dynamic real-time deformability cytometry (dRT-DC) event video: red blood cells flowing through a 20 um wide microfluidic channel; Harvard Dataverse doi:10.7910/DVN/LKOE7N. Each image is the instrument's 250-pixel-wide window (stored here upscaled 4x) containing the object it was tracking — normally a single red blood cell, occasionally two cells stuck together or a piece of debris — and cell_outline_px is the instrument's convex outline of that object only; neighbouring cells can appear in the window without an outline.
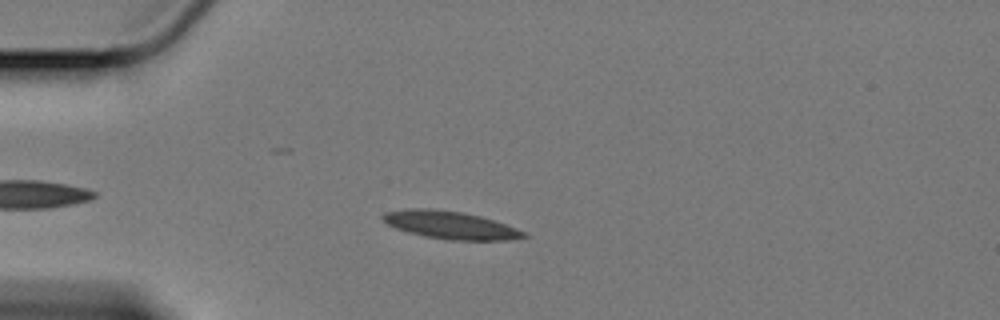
{"species": "Egyptian fruit bat (a non-hibernating species)", "species_latin": "Rousettus aegyptiacus", "temperature_condition": "cold", "stored_images_in_passage": 36, "camera_frame_rate_fps": 3000, "um_per_image_px": 0.085, "animal": {"sex": "female"}, "frame": {"image": 1, "passage_image": 3, "time_ms": 0.667, "image_size_px": [1000, 320], "cell_outline_px": [[528, 236], [508, 240], [444, 240], [424, 236], [408, 232], [396, 228], [388, 224], [380, 216], [384, 212], [408, 208], [432, 208], [460, 212], [480, 216], [516, 228], [524, 232]], "centroid_in_image_um": [38.23, 19.13], "position_along_channel_um": 46.8, "area_um2": 22.66}}
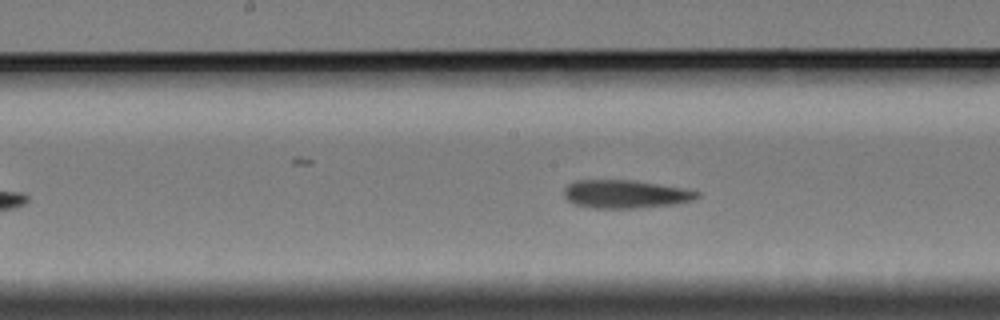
{"frame": {"image": 2, "passage_image": 18, "time_ms": 5.667, "image_size_px": [1000, 320], "cell_outline_px": [[700, 196], [696, 200], [676, 204], [636, 208], [592, 208], [576, 204], [568, 200], [564, 196], [564, 188], [568, 184], [576, 180], [632, 180], [684, 188], [700, 192]], "centroid_in_image_um": [53.19, 16.5], "position_along_channel_um": 195.0, "area_um2": 21.96}}
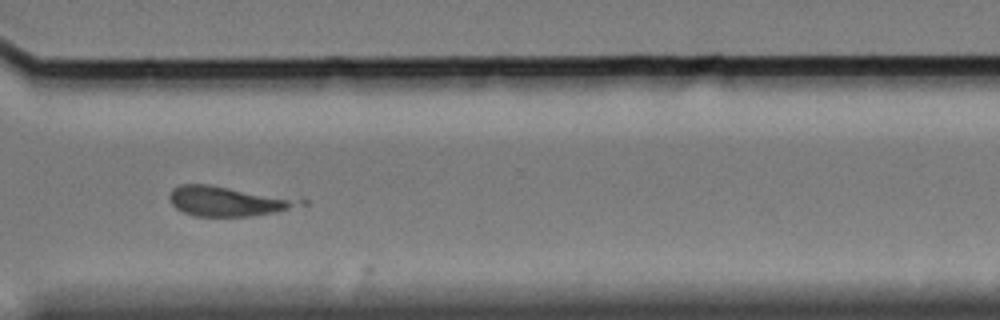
{"frame": {"image": 3, "passage_image": 32, "time_ms": 10.333, "image_size_px": [1000, 320], "cell_outline_px": [[308, 204], [272, 212], [252, 216], [192, 216], [176, 208], [168, 200], [168, 196], [172, 188], [180, 184], [208, 184], [308, 200]], "centroid_in_image_um": [19.34, 17.09], "position_along_channel_um": 351.3, "area_um2": 22.72}}